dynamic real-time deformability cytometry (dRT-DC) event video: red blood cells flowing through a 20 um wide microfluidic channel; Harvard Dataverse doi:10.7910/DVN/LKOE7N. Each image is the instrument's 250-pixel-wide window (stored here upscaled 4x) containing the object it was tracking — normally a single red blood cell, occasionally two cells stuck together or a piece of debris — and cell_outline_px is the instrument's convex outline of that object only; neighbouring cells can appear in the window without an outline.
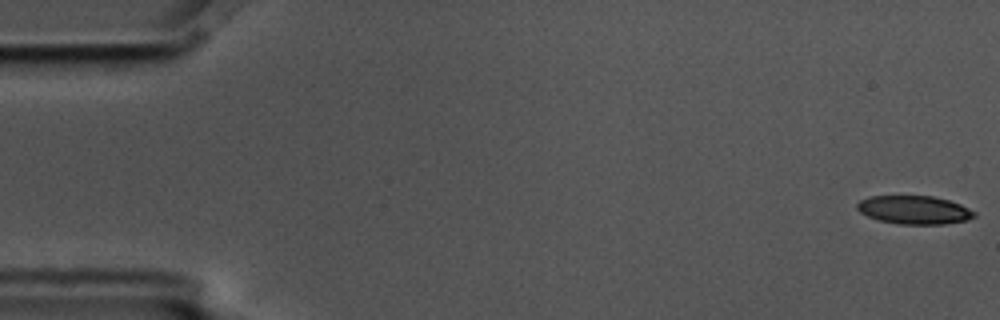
{"species": "common noctule bat (a hibernating species)", "species_latin": "Nyctalus noctula", "temperature_condition": "cold", "stored_images_in_passage": 6, "camera_frame_rate_fps": 3000, "um_per_image_px": 0.085, "animal": {"sex": "male", "body_mass_g": 17.5, "forearm_length_mm": 52.3}, "frame": {"image": 1, "passage_image": 1, "time_ms": 0.0, "image_size_px": [1000, 320], "cell_outline_px": [[976, 216], [968, 220], [944, 224], [900, 224], [880, 220], [868, 216], [860, 212], [856, 208], [856, 204], [860, 200], [868, 196], [932, 196], [948, 200], [960, 204], [976, 212]], "centroid_in_image_um": [77.71, 17.84], "position_along_channel_um": 7.3, "area_um2": 19.36}}
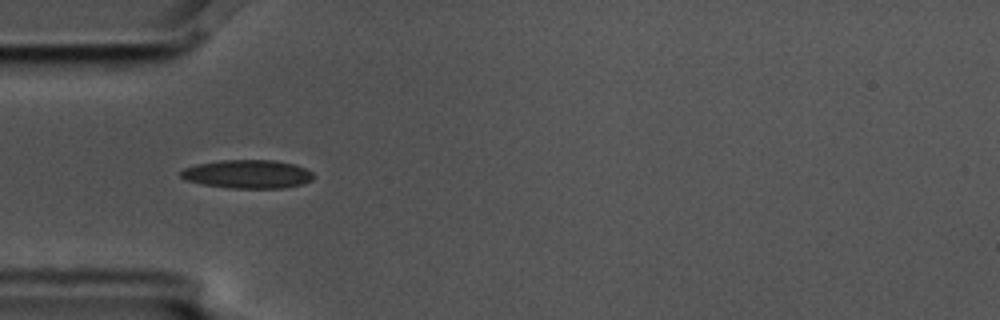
{"frame": {"image": 2, "passage_image": 5, "time_ms": 1.333, "image_size_px": [1000, 320], "cell_outline_px": [[312, 180], [300, 184], [284, 188], [228, 188], [204, 184], [184, 180], [180, 176], [180, 172], [184, 168], [196, 164], [220, 160], [276, 160], [296, 164], [312, 172]], "centroid_in_image_um": [21.02, 14.79], "position_along_channel_um": 64.0, "area_um2": 22.08}}